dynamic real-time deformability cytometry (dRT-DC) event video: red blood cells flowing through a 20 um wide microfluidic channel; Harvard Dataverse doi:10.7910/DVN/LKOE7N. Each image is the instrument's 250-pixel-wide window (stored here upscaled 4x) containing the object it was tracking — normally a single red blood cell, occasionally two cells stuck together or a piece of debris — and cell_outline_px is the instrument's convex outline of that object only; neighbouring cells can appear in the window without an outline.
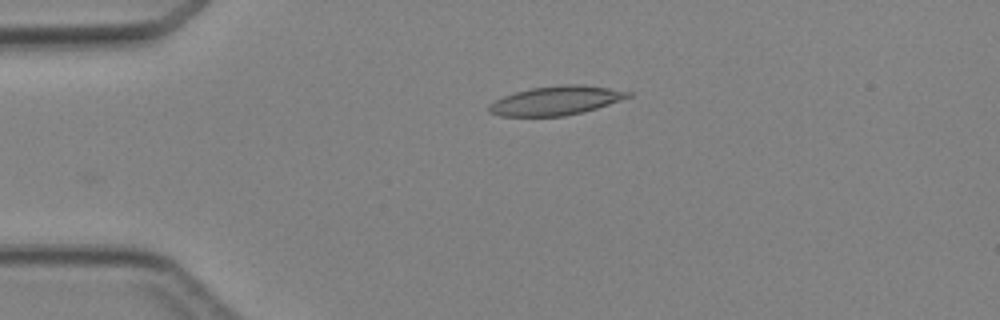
{"species": "Egyptian fruit bat (a non-hibernating species)", "species_latin": "Rousettus aegyptiacus", "temperature_condition": "cold", "stored_images_in_passage": 3, "camera_frame_rate_fps": 3000, "um_per_image_px": 0.085, "animal": {"sex": "female"}, "frame": {"image": 1, "passage_image": 3, "time_ms": 2.333, "image_size_px": [1000, 320], "cell_outline_px": [[632, 96], [596, 108], [564, 116], [500, 116], [488, 112], [488, 104], [504, 96], [516, 92], [532, 88], [560, 84], [580, 84], [608, 88], [632, 92]], "centroid_in_image_um": [47.23, 8.54], "position_along_channel_um": 37.8, "area_um2": 23.29}}